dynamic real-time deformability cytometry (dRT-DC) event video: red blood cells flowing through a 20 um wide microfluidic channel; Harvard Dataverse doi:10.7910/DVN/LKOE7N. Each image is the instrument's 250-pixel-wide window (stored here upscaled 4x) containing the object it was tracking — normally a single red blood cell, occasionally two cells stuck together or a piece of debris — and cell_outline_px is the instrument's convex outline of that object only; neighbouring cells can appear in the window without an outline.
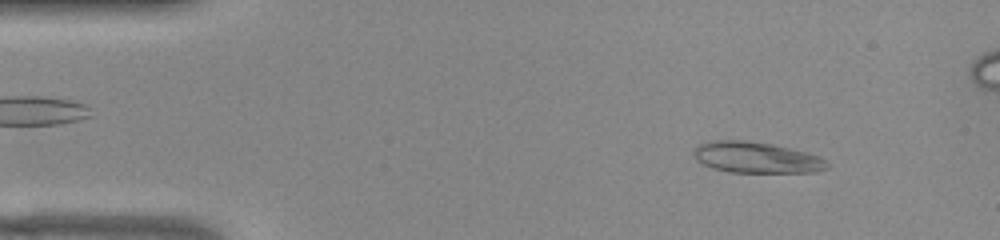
{"species": "common noctule bat (a hibernating species)", "species_latin": "Nyctalus noctula", "temperature_condition": "warm", "stored_images_in_passage": 52, "camera_frame_rate_fps": 3000, "um_per_image_px": 0.085, "animal": {"sex": "female", "body_mass_g": 22.0, "forearm_length_mm": 56.7}, "frame": {"image": 1, "passage_image": 5, "time_ms": 1.333, "image_size_px": [1000, 240], "cell_outline_px": [[828, 168], [816, 172], [728, 172], [712, 168], [696, 160], [692, 152], [700, 144], [712, 140], [744, 140], [772, 144], [820, 156], [828, 164]], "centroid_in_image_um": [64.26, 13.39], "position_along_channel_um": 20.7, "area_um2": 23.99}}
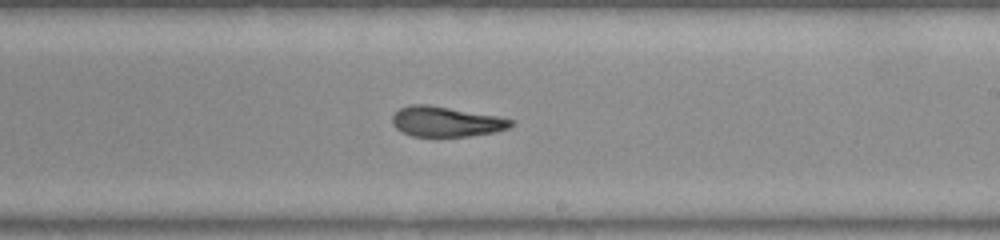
{"frame": {"image": 2, "passage_image": 29, "time_ms": 9.333, "image_size_px": [1000, 240], "cell_outline_px": [[516, 124], [508, 128], [496, 132], [468, 136], [412, 136], [400, 132], [392, 124], [392, 116], [400, 108], [412, 104], [428, 104], [496, 116], [512, 120]], "centroid_in_image_um": [37.89, 10.34], "position_along_channel_um": 251.1, "area_um2": 20.81}}
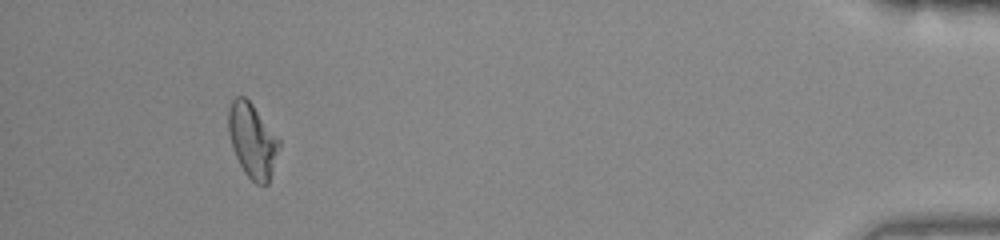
{"frame": {"image": 3, "passage_image": 47, "time_ms": 15.333, "image_size_px": [1000, 240], "cell_outline_px": [[280, 144], [272, 172], [268, 184], [256, 184], [244, 172], [232, 148], [228, 132], [228, 108], [232, 100], [236, 96], [244, 96], [252, 104], [280, 140]], "centroid_in_image_um": [21.43, 11.93], "position_along_channel_um": 413.8, "area_um2": 21.73}, "authors_computed_cell_mechanics": {"area_um2": 22.3108, "velocity_mm_per_s": 3.8785, "shape_relaxation_time_tau1_ms": null, "shape_relaxation_time_tau2_ms": 4.3333, "deformation_change_tau1": null, "deformation_change_tau2": 0.1331}}